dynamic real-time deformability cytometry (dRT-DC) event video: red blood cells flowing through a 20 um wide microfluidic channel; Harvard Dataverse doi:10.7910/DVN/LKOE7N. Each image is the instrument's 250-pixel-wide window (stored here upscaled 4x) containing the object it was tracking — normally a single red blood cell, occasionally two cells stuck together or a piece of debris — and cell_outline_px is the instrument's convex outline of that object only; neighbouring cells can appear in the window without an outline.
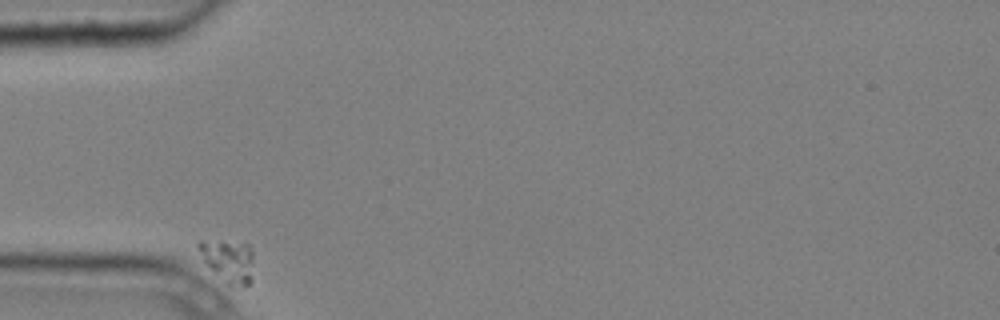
{"species": "common noctule bat (a hibernating species)", "species_latin": "Nyctalus noctula", "temperature_condition": "cold", "stored_images_in_passage": 3, "camera_frame_rate_fps": 3000, "um_per_image_px": 0.085, "animal": {"sex": "male", "body_mass_g": 20.4}, "frame": {"image": 1, "passage_image": 1, "time_ms": 0.0, "image_size_px": [1000, 320], "cell_outline_px": [[252, 284], [244, 288], [240, 288], [228, 284], [204, 260], [196, 248], [196, 244], [200, 240], [248, 244], [252, 248]], "centroid_in_image_um": [19.45, 22.19], "position_along_channel_um": 65.5, "area_um2": 13.47}}
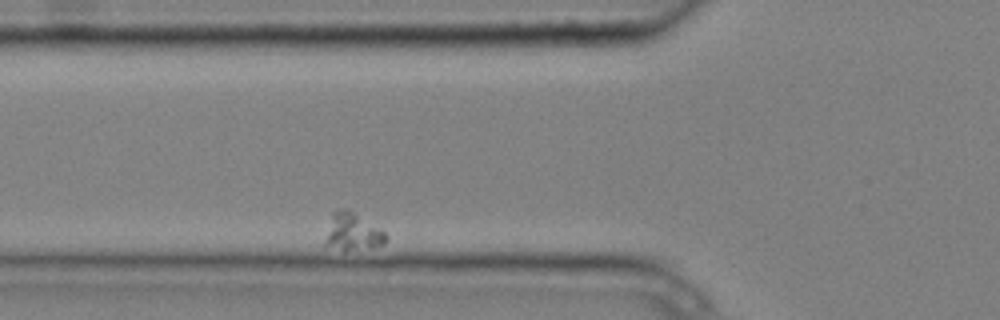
{"frame": {"image": 2, "passage_image": 2, "time_ms": 0.333, "image_size_px": [1000, 320], "cell_outline_px": [[388, 236], [384, 244], [372, 248], [344, 252], [324, 244], [324, 240], [332, 212], [340, 208], [348, 208], [384, 232]], "centroid_in_image_um": [29.94, 19.74], "position_along_channel_um": 95.9, "area_um2": 13.47}}